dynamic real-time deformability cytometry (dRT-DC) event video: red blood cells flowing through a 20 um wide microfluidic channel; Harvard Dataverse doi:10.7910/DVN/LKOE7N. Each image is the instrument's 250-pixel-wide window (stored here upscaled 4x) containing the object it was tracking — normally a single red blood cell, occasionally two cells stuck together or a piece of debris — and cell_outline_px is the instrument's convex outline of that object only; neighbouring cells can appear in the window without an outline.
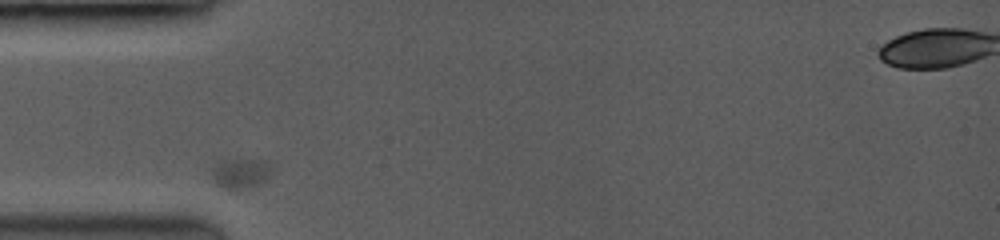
{"species": "common noctule bat (a hibernating species)", "species_latin": "Nyctalus noctula", "temperature_condition": "room temperature", "stored_images_in_passage": 25, "segment_of_instrument_passage": [1, 2], "camera_frame_rate_fps": 3500, "um_per_image_px": 0.085, "animal": {"sex": "female", "body_mass_g": 19.0, "forearm_length_mm": 53.3}, "frame": {"image": 1, "passage_image": 1, "time_ms": 0.0, "image_size_px": [1000, 240], "cell_outline_px": [[272, 168], [264, 180], [256, 184], [240, 188], [228, 188], [220, 184], [204, 168], [220, 160], [264, 160]], "centroid_in_image_um": [20.32, 14.66], "position_along_channel_um": 64.7, "area_um2": 10.17}}
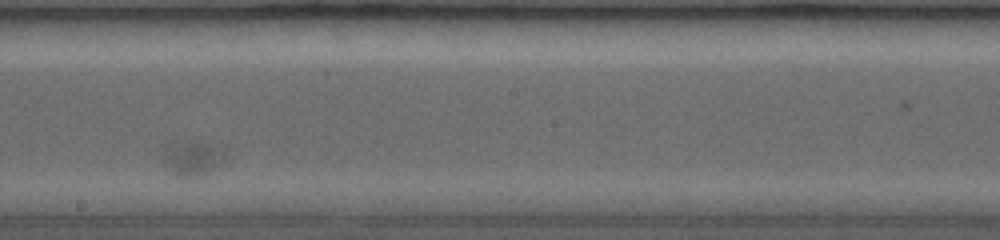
{"frame": {"image": 2, "passage_image": 13, "time_ms": 7.429, "image_size_px": [1000, 240], "cell_outline_px": [[224, 156], [208, 172], [200, 176], [188, 176], [172, 172], [164, 164], [160, 152], [164, 148], [184, 144], [208, 144], [220, 148]], "centroid_in_image_um": [16.27, 13.49], "position_along_channel_um": 231.9, "area_um2": 11.21}}
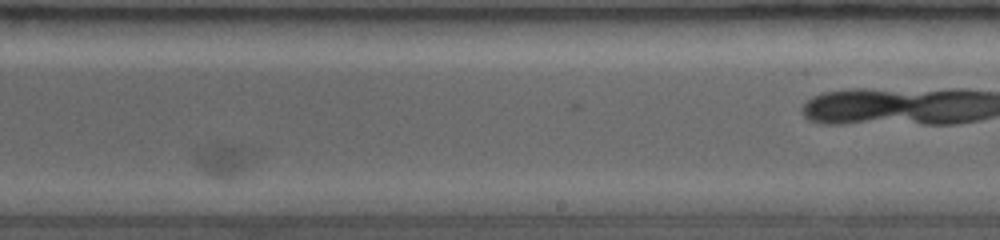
{"frame": {"image": 3, "passage_image": 15, "time_ms": 9.143, "image_size_px": [1000, 240], "cell_outline_px": [[248, 156], [244, 168], [240, 172], [232, 176], [212, 176], [204, 172], [200, 168], [196, 160], [196, 148], [212, 144], [240, 144], [248, 152]], "centroid_in_image_um": [18.85, 13.53], "position_along_channel_um": 270.1, "area_um2": 10.23}}